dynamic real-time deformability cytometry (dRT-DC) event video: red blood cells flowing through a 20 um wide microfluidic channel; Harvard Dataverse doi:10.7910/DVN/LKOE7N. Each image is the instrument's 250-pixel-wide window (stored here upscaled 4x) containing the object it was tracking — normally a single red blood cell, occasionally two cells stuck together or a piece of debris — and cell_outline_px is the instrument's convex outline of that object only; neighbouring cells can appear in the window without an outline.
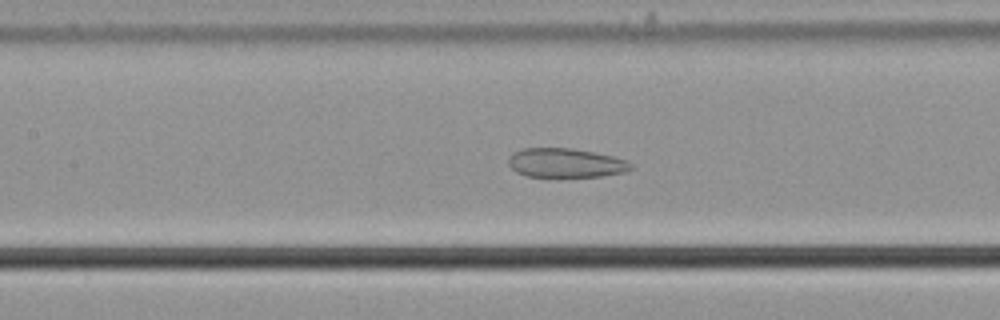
{"species": "common noctule bat (a hibernating species)", "species_latin": "Nyctalus noctula", "temperature_condition": "cold", "stored_images_in_passage": 54, "camera_frame_rate_fps": 3000, "um_per_image_px": 0.085, "animal": {"sex": "male", "body_mass_g": 21.5, "forearm_length_mm": 52.0}, "frame": {"image": 1, "passage_image": 26, "time_ms": 8.333, "image_size_px": [1000, 320], "cell_outline_px": [[632, 168], [624, 172], [600, 176], [528, 176], [516, 172], [508, 164], [508, 156], [512, 152], [524, 148], [572, 148], [612, 156], [628, 160], [632, 164]], "centroid_in_image_um": [48.05, 13.83], "position_along_channel_um": 159.3, "area_um2": 20.69}}
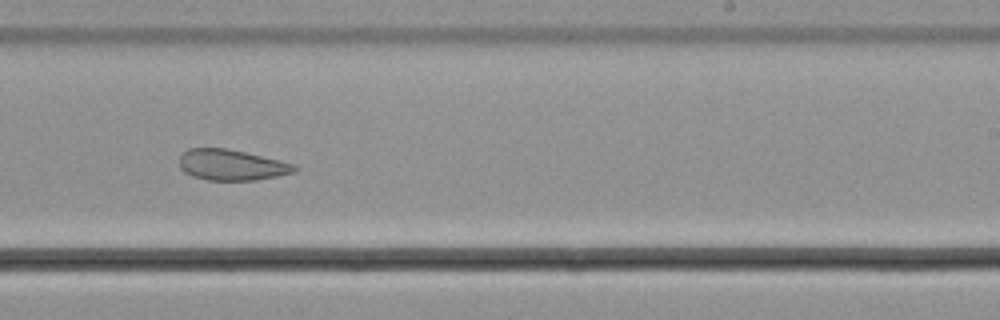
{"frame": {"image": 2, "passage_image": 35, "time_ms": 11.333, "image_size_px": [1000, 320], "cell_outline_px": [[300, 168], [296, 172], [256, 180], [208, 180], [192, 176], [184, 172], [180, 168], [180, 156], [188, 148], [224, 148], [244, 152], [280, 160], [292, 164]], "centroid_in_image_um": [19.68, 14.02], "position_along_channel_um": 269.3, "area_um2": 20.58}}
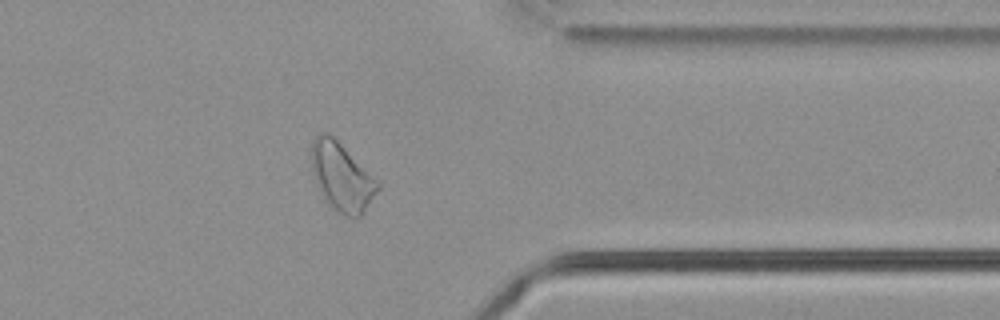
{"frame": {"image": 3, "passage_image": 45, "time_ms": 14.667, "image_size_px": [1000, 320], "cell_outline_px": [[380, 188], [360, 216], [344, 216], [336, 212], [324, 200], [316, 184], [312, 172], [312, 140], [320, 132], [328, 132], [380, 180]], "centroid_in_image_um": [29.06, 15.03], "position_along_channel_um": 382.3, "area_um2": 26.53}}